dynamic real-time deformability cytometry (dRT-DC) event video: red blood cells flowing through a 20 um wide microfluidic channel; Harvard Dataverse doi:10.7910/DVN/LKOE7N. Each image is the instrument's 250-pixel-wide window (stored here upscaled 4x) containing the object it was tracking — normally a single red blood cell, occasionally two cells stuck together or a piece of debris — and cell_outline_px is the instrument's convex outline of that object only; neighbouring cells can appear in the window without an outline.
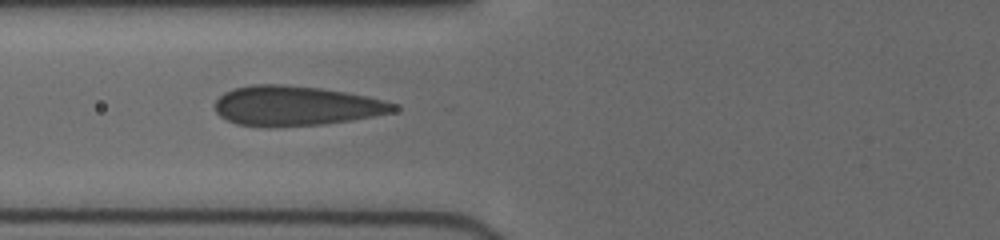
{"species": "human", "species_latin": "Homo sapiens", "temperature_condition": "cold", "stored_images_in_passage": 10, "camera_frame_rate_fps": 3000, "um_per_image_px": 0.085, "donor": {"sex": "female"}, "frame": {"image": 1, "passage_image": 6, "time_ms": 5.0, "image_size_px": [1000, 240], "cell_outline_px": [[400, 108], [392, 112], [352, 120], [324, 124], [276, 128], [264, 128], [236, 124], [220, 116], [216, 112], [216, 100], [224, 92], [236, 88], [252, 84], [280, 84], [320, 88], [344, 92], [364, 96], [396, 104]], "centroid_in_image_um": [25.1, 9.02], "position_along_channel_um": 100.7, "area_um2": 41.5}}
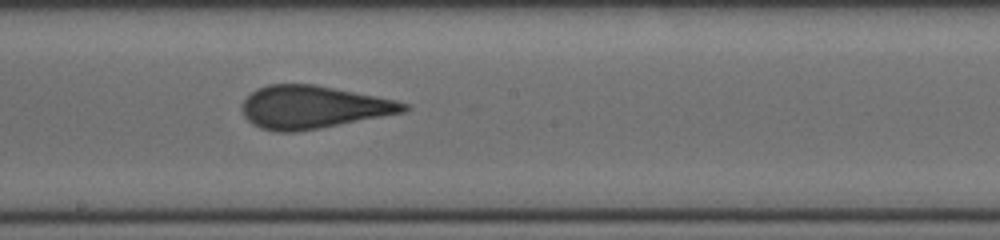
{"frame": {"image": 2, "passage_image": 9, "time_ms": 8.0, "image_size_px": [1000, 240], "cell_outline_px": [[412, 108], [404, 112], [320, 128], [296, 132], [276, 132], [260, 128], [252, 124], [244, 116], [240, 104], [256, 88], [268, 84], [316, 84], [396, 100], [408, 104]], "centroid_in_image_um": [26.59, 9.1], "position_along_channel_um": 221.6, "area_um2": 40.46}}
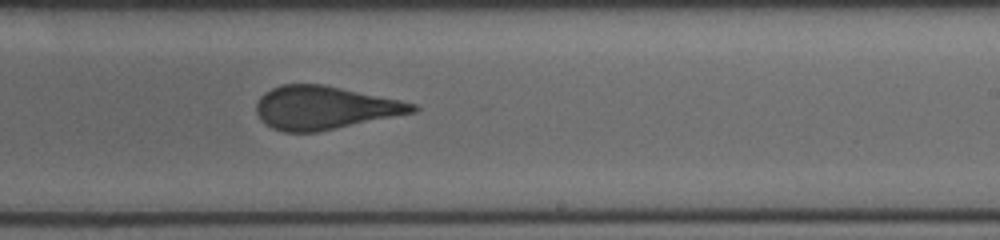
{"frame": {"image": 3, "passage_image": 10, "time_ms": 9.0, "image_size_px": [1000, 240], "cell_outline_px": [[420, 108], [416, 112], [316, 132], [284, 132], [272, 128], [264, 124], [260, 120], [256, 112], [256, 104], [260, 96], [264, 92], [272, 88], [284, 84], [324, 84], [400, 100], [416, 104]], "centroid_in_image_um": [27.56, 9.15], "position_along_channel_um": 261.4, "area_um2": 39.36}}